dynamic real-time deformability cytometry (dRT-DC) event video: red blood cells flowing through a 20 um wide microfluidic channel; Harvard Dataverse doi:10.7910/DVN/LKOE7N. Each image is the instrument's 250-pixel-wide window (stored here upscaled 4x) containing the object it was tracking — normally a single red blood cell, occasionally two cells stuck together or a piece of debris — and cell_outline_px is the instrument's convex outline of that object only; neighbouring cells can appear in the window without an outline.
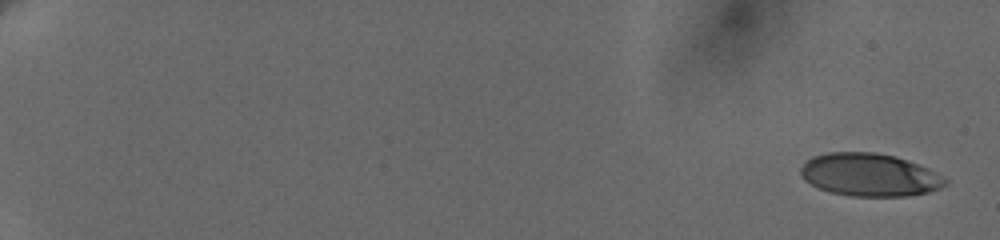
{"species": "human", "species_latin": "Homo sapiens", "temperature_condition": "cold", "stored_images_in_passage": 11, "camera_frame_rate_fps": 3000, "um_per_image_px": 0.085, "donor": {"sex": "female"}, "frame": {"image": 1, "passage_image": 1, "time_ms": 0.0, "image_size_px": [1000, 240], "cell_outline_px": [[948, 184], [940, 188], [928, 192], [908, 196], [848, 196], [832, 192], [820, 188], [804, 180], [800, 176], [800, 168], [812, 156], [828, 152], [876, 152], [896, 156], [928, 168], [944, 176], [948, 180]], "centroid_in_image_um": [73.93, 14.86], "position_along_channel_um": 11.1, "area_um2": 36.24}}
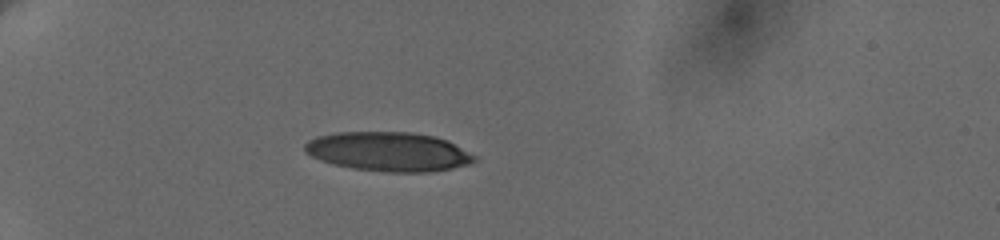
{"frame": {"image": 2, "passage_image": 7, "time_ms": 6.0, "image_size_px": [1000, 240], "cell_outline_px": [[476, 160], [468, 164], [452, 168], [432, 172], [388, 172], [352, 168], [332, 164], [320, 160], [304, 152], [304, 144], [308, 140], [316, 136], [336, 132], [412, 132], [436, 136], [448, 140], [476, 156]], "centroid_in_image_um": [33.01, 12.88], "position_along_channel_um": 52.0, "area_um2": 39.02}}
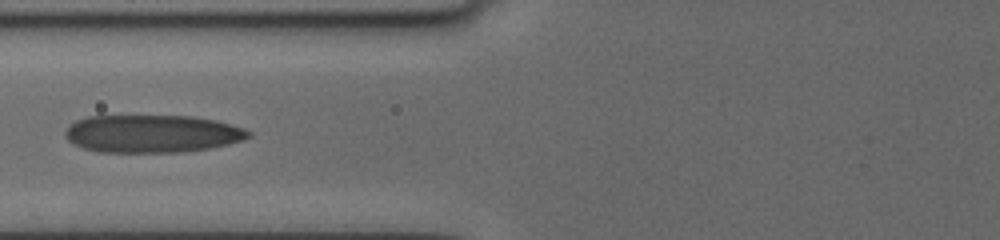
{"frame": {"image": 3, "passage_image": 10, "time_ms": 8.667, "image_size_px": [1000, 240], "cell_outline_px": [[252, 136], [228, 144], [208, 148], [180, 152], [100, 152], [84, 148], [72, 144], [64, 136], [64, 132], [76, 120], [88, 116], [192, 116], [216, 120], [244, 128], [252, 132]], "centroid_in_image_um": [12.92, 11.36], "position_along_channel_um": 112.9, "area_um2": 40.29}}